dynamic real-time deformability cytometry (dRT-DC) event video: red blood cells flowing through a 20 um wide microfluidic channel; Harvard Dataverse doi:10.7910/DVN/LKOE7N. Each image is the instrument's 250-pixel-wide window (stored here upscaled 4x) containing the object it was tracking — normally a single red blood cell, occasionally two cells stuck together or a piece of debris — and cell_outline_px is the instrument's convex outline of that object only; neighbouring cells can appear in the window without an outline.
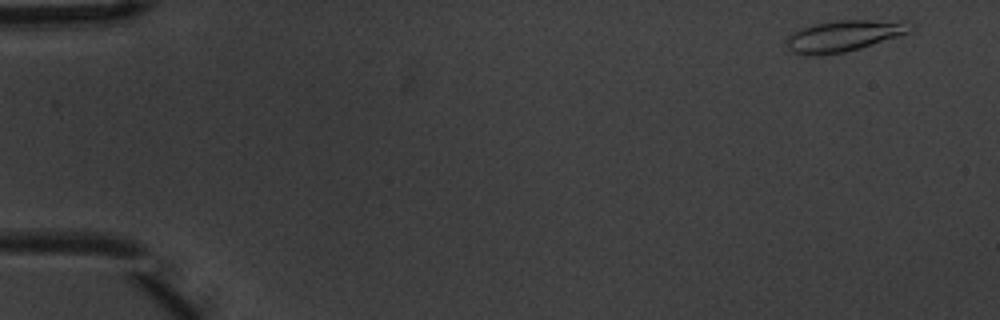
{"species": "common noctule bat (a hibernating species)", "species_latin": "Nyctalus noctula", "temperature_condition": "warm", "stored_images_in_passage": 5, "camera_frame_rate_fps": 3000, "um_per_image_px": 0.085, "animal": {"sex": "male", "body_mass_g": 20.1, "forearm_length_mm": 53.5}, "frame": {"image": 1, "passage_image": 1, "time_ms": 0.0, "image_size_px": [1000, 320], "cell_outline_px": [[916, 24], [908, 32], [860, 48], [844, 52], [816, 56], [804, 56], [792, 52], [788, 48], [784, 40], [788, 36], [812, 24], [836, 20], [912, 20]], "centroid_in_image_um": [71.75, 3.04], "position_along_channel_um": 13.3, "area_um2": 22.72}}